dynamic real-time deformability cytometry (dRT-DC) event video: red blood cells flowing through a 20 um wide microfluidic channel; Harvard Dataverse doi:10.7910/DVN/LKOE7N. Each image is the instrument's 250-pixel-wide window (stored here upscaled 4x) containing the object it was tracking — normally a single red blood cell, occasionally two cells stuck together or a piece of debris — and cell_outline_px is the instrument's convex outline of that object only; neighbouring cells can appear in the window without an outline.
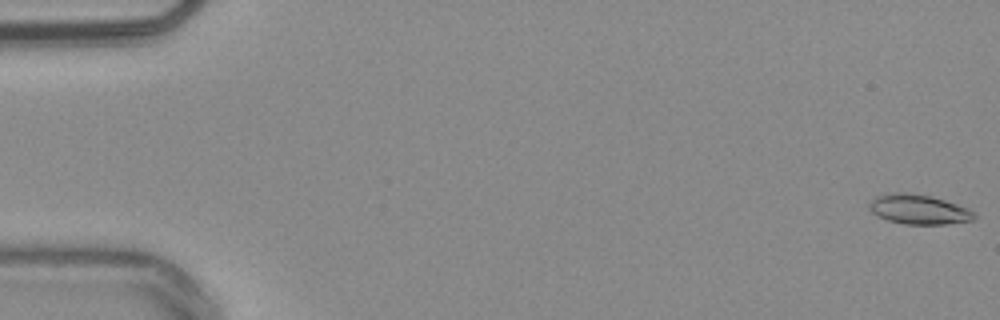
{"species": "common noctule bat (a hibernating species)", "species_latin": "Nyctalus noctula", "temperature_condition": "warm", "stored_images_in_passage": 55, "segment_of_instrument_passage": [1, 2], "camera_frame_rate_fps": 3000, "um_per_image_px": 0.085, "animal": {"sex": "male", "body_mass_g": 20.4}, "frame": {"image": 1, "passage_image": 1, "time_ms": 0.0, "image_size_px": [1000, 320], "cell_outline_px": [[976, 216], [972, 220], [944, 224], [904, 224], [888, 220], [876, 216], [868, 208], [868, 204], [876, 196], [892, 192], [908, 192], [932, 196], [968, 208], [976, 212]], "centroid_in_image_um": [78.07, 17.79], "position_along_channel_um": 6.9, "area_um2": 18.26}}
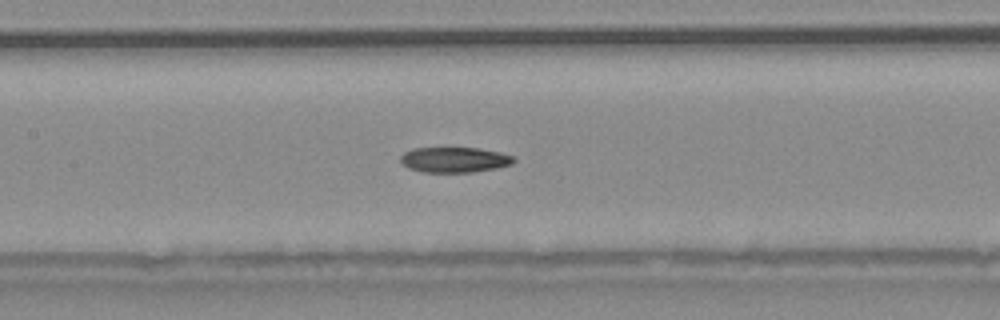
{"frame": {"image": 2, "passage_image": 26, "time_ms": 8.333, "image_size_px": [1000, 320], "cell_outline_px": [[516, 160], [512, 164], [496, 168], [472, 172], [424, 172], [408, 168], [400, 164], [400, 156], [404, 152], [412, 148], [476, 148], [500, 152], [512, 156]], "centroid_in_image_um": [38.59, 13.58], "position_along_channel_um": 168.8, "area_um2": 16.76}}
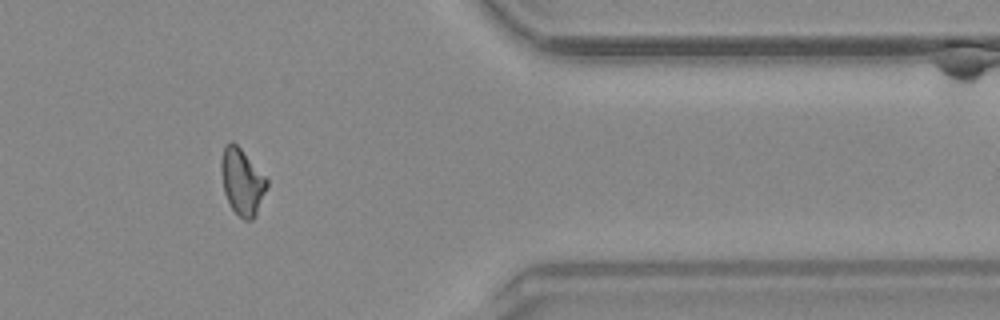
{"frame": {"image": 3, "passage_image": 45, "time_ms": 14.667, "image_size_px": [1000, 320], "cell_outline_px": [[268, 184], [256, 212], [252, 220], [244, 220], [232, 208], [224, 192], [220, 168], [220, 160], [224, 148], [228, 140], [232, 140], [240, 148], [268, 180]], "centroid_in_image_um": [20.54, 15.41], "position_along_channel_um": 390.9, "area_um2": 17.28}}